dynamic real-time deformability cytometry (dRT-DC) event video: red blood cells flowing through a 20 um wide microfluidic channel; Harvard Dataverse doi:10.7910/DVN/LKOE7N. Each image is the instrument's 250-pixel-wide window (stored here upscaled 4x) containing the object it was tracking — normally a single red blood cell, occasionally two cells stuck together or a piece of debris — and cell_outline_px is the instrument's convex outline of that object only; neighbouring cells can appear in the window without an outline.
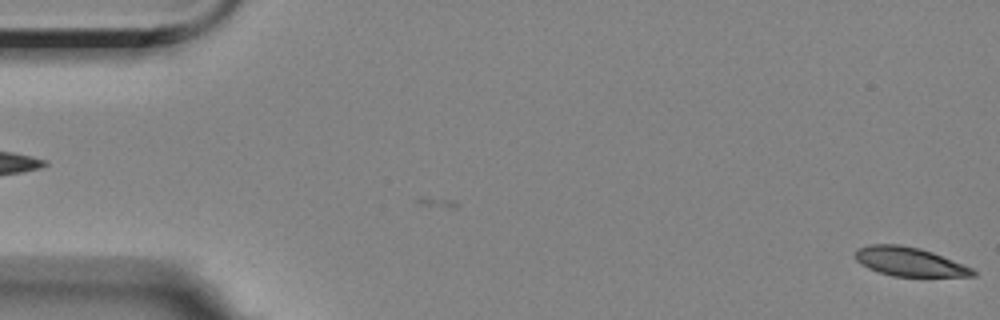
{"species": "Egyptian fruit bat (a non-hibernating species)", "species_latin": "Rousettus aegyptiacus", "temperature_condition": "room temperature", "stored_images_in_passage": 17, "camera_frame_rate_fps": 3000, "um_per_image_px": 0.085, "animal": {"sex": "female"}, "frame": {"image": 1, "passage_image": 17, "time_ms": 5.333, "image_size_px": [1000, 320], "cell_outline_px": [[976, 276], [892, 276], [868, 268], [860, 264], [856, 260], [856, 248], [868, 244], [900, 244], [920, 248], [932, 252], [972, 268], [976, 272]], "centroid_in_image_um": [77.26, 22.23], "position_along_channel_um": 7.7, "area_um2": 19.71}}